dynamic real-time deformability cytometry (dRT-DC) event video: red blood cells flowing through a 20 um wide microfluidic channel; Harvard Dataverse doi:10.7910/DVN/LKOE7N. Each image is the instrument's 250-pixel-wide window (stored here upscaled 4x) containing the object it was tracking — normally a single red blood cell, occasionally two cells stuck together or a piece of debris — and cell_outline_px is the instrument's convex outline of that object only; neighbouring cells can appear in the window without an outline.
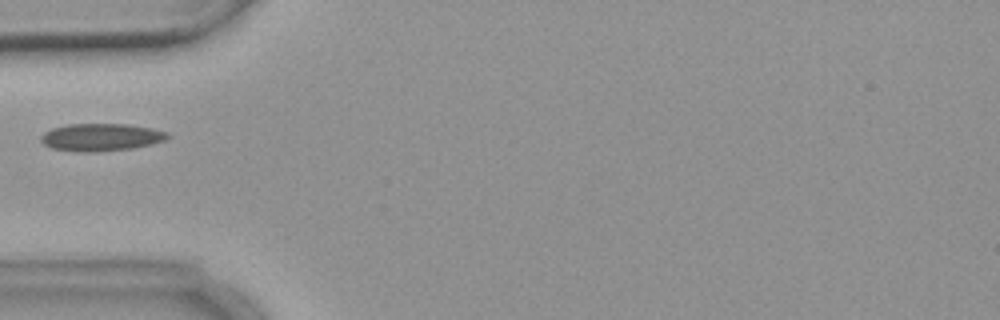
{"species": "common noctule bat (a hibernating species)", "species_latin": "Nyctalus noctula", "temperature_condition": "warm", "stored_images_in_passage": 1, "camera_frame_rate_fps": 3000, "um_per_image_px": 0.085, "animal": {"sex": "female", "body_mass_g": 18.4}, "frame": {"image": 1, "passage_image": 1, "time_ms": 0.0, "image_size_px": [1000, 320], "cell_outline_px": [[172, 136], [164, 140], [152, 144], [132, 148], [96, 152], [80, 152], [52, 148], [44, 144], [40, 140], [40, 136], [44, 132], [52, 128], [68, 124], [128, 124], [152, 128], [168, 132]], "centroid_in_image_um": [8.6, 11.66], "position_along_channel_um": 76.4, "area_um2": 20.4}}